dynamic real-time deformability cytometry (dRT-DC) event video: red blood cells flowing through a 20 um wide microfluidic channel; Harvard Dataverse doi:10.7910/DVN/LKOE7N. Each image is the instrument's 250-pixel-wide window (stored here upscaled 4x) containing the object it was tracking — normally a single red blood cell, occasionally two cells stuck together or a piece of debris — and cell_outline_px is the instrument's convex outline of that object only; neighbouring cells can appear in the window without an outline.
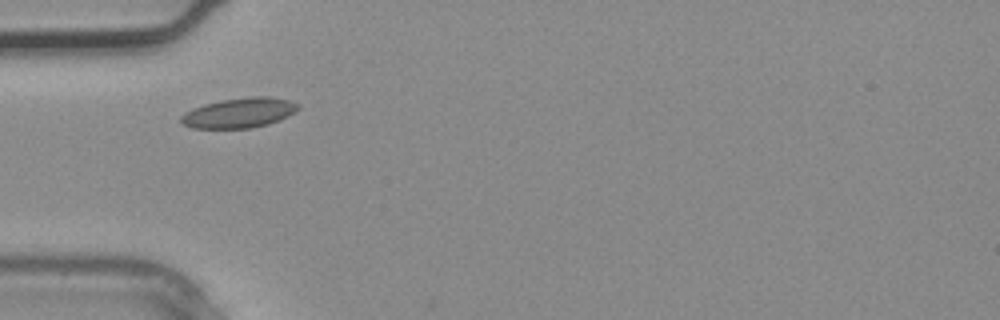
{"species": "common noctule bat (a hibernating species)", "species_latin": "Nyctalus noctula", "temperature_condition": "warm", "stored_images_in_passage": 3, "camera_frame_rate_fps": 3000, "um_per_image_px": 0.085, "animal": {"sex": "male", "body_mass_g": 20.4}, "frame": {"image": 1, "passage_image": 3, "time_ms": 0.667, "image_size_px": [1000, 320], "cell_outline_px": [[300, 108], [296, 112], [280, 120], [268, 124], [248, 128], [192, 128], [184, 124], [180, 120], [180, 116], [184, 112], [204, 104], [220, 100], [252, 96], [268, 96], [288, 100], [300, 104]], "centroid_in_image_um": [20.36, 9.58], "position_along_channel_um": 64.6, "area_um2": 20.52}}